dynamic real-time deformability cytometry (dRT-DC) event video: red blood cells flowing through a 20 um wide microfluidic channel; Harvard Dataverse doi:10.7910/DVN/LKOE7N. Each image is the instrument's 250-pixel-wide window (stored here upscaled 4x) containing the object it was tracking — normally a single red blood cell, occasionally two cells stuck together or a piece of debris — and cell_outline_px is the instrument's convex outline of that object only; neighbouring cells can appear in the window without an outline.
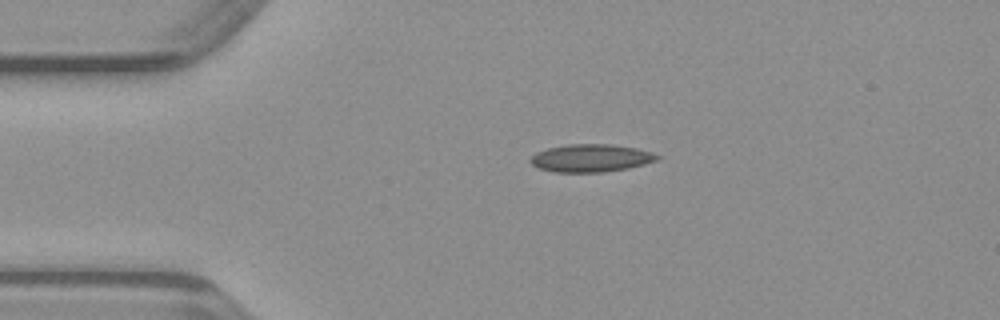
{"species": "common noctule bat (a hibernating species)", "species_latin": "Nyctalus noctula", "temperature_condition": "warm", "stored_images_in_passage": 39, "camera_frame_rate_fps": 3000, "um_per_image_px": 0.085, "animal": {"sex": "male", "body_mass_g": 23.1, "forearm_length_mm": 52.7}, "frame": {"image": 1, "passage_image": 1, "time_ms": 0.0, "image_size_px": [1000, 320], "cell_outline_px": [[660, 160], [628, 168], [604, 172], [552, 172], [540, 168], [532, 164], [528, 160], [536, 152], [548, 148], [568, 144], [612, 144], [636, 148], [652, 152], [660, 156]], "centroid_in_image_um": [50.24, 13.43], "position_along_channel_um": 34.8, "area_um2": 20.58}}
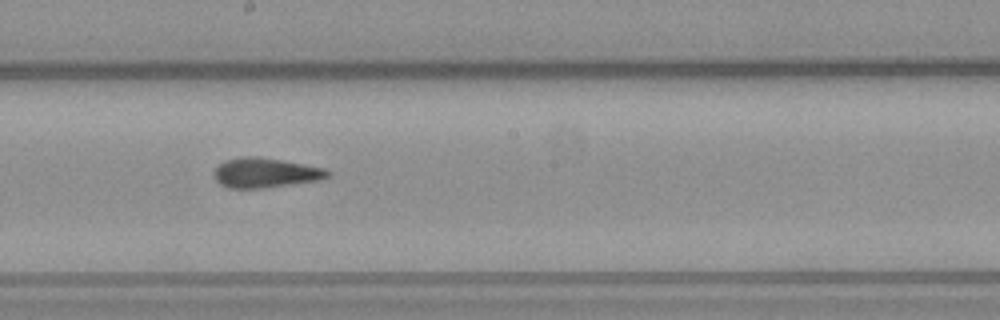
{"frame": {"image": 2, "passage_image": 17, "time_ms": 5.333, "image_size_px": [1000, 320], "cell_outline_px": [[332, 172], [328, 176], [320, 180], [264, 188], [228, 188], [220, 184], [216, 180], [212, 172], [224, 160], [244, 156], [256, 156], [280, 160], [324, 168]], "centroid_in_image_um": [22.53, 14.69], "position_along_channel_um": 225.7, "area_um2": 19.65}}
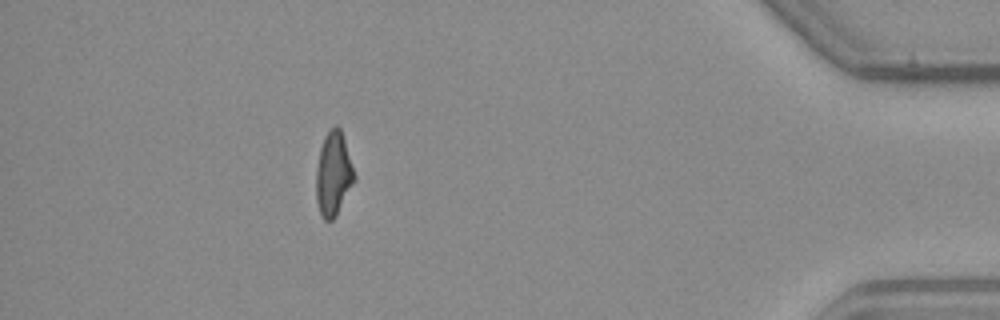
{"frame": {"image": 3, "passage_image": 34, "time_ms": 11.0, "image_size_px": [1000, 320], "cell_outline_px": [[356, 180], [336, 216], [332, 220], [324, 220], [320, 212], [316, 200], [316, 168], [320, 148], [324, 136], [336, 124], [340, 128], [356, 176]], "centroid_in_image_um": [28.34, 14.8], "position_along_channel_um": 406.9, "area_um2": 18.67}}